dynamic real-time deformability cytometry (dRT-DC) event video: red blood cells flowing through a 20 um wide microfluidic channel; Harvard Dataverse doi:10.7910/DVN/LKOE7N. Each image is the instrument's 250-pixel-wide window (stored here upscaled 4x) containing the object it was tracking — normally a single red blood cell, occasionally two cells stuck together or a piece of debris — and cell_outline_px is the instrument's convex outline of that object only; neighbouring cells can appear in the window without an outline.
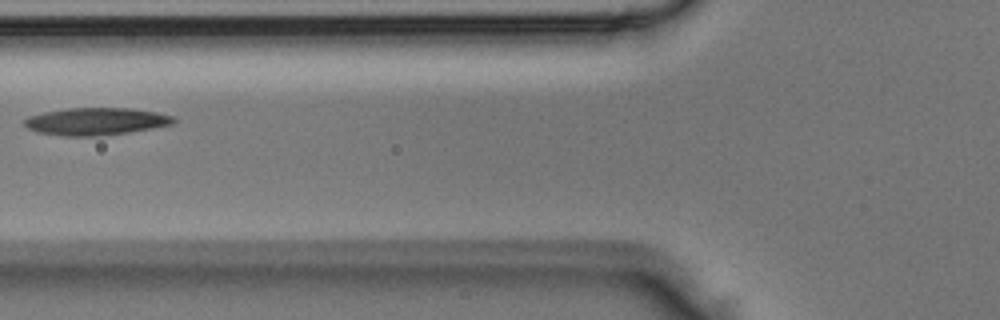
{"species": "Egyptian fruit bat (a non-hibernating species)", "species_latin": "Rousettus aegyptiacus", "temperature_condition": "room temperature", "stored_images_in_passage": 4, "camera_frame_rate_fps": 3000, "um_per_image_px": 0.085, "animal": {"sex": "male"}, "frame": {"image": 1, "passage_image": 4, "time_ms": 1.0, "image_size_px": [1000, 320], "cell_outline_px": [[176, 120], [172, 124], [128, 132], [100, 136], [64, 136], [36, 132], [28, 128], [24, 124], [24, 120], [28, 116], [44, 112], [68, 108], [132, 108], [156, 112], [172, 116]], "centroid_in_image_um": [8.12, 10.32], "position_along_channel_um": 117.7, "area_um2": 23.7}}